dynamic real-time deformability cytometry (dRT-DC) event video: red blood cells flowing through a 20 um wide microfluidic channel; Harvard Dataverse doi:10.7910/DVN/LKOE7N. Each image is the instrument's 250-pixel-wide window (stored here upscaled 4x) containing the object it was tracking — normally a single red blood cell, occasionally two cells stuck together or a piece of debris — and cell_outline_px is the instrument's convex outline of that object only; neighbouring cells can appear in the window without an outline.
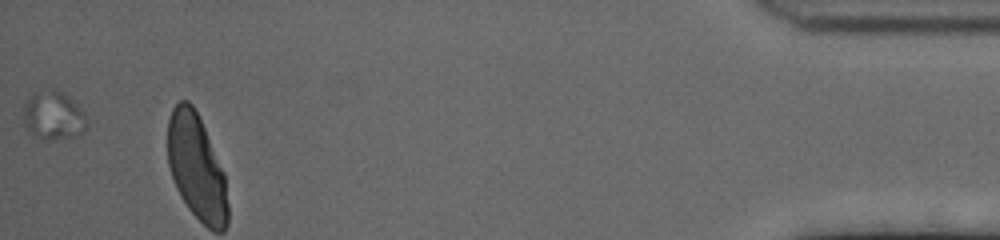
{"species": "human", "species_latin": "Homo sapiens", "temperature_condition": "cold", "stored_images_in_passage": 46, "segment_of_instrument_passage": [2, 2], "camera_frame_rate_fps": 3000, "um_per_image_px": 0.085, "donor": {"sex": "female"}, "frame": {"image": 1, "passage_image": 46, "time_ms": 15.0, "image_size_px": [1000, 240], "cell_outline_px": [[88, 128], [84, 132], [76, 136], [36, 136], [28, 132], [24, 124], [24, 100], [28, 96], [52, 88], [56, 88], [80, 108], [84, 112], [88, 120]], "centroid_in_image_um": [4.54, 9.78], "position_along_channel_um": 430.7, "area_um2": 17.4}}